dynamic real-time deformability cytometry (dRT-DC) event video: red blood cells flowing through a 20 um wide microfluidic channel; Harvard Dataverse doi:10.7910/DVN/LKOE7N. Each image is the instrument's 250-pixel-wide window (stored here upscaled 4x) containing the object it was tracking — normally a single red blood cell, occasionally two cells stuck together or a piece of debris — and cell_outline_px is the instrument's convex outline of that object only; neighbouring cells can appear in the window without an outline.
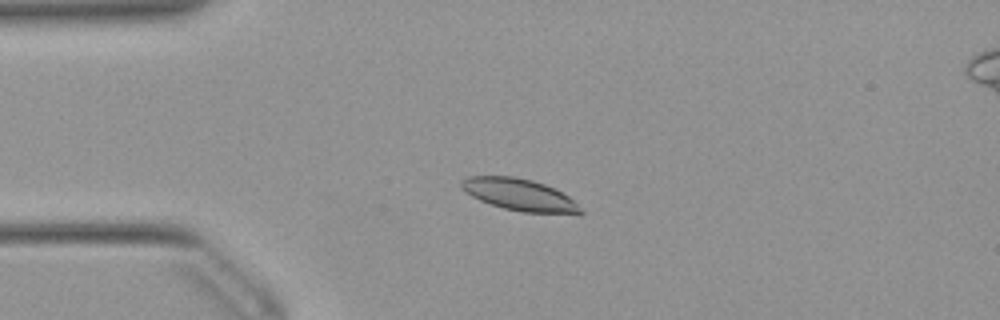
{"species": "Egyptian fruit bat (a non-hibernating species)", "species_latin": "Rousettus aegyptiacus", "temperature_condition": "warm", "stored_images_in_passage": 47, "camera_frame_rate_fps": 3000, "um_per_image_px": 0.085, "animal": {"sex": "female"}, "frame": {"image": 1, "passage_image": 7, "time_ms": 2.0, "image_size_px": [1000, 320], "cell_outline_px": [[584, 212], [580, 216], [520, 212], [504, 208], [480, 200], [464, 192], [460, 188], [460, 180], [468, 176], [512, 176], [532, 180], [544, 184], [568, 196]], "centroid_in_image_um": [44.18, 16.58], "position_along_channel_um": 40.8, "area_um2": 22.48}}
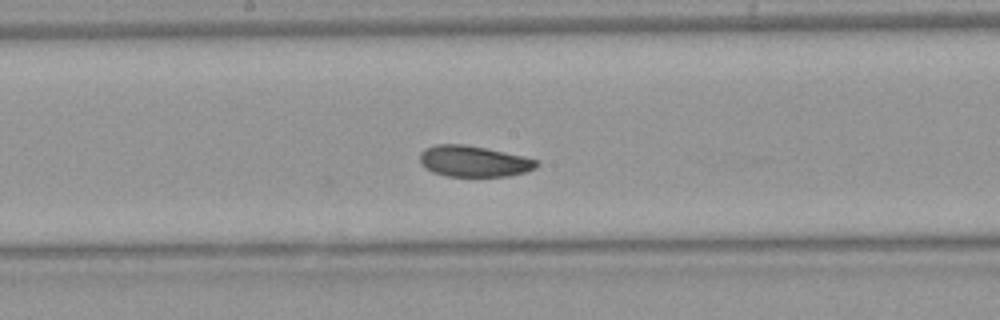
{"frame": {"image": 2, "passage_image": 22, "time_ms": 7.0, "image_size_px": [1000, 320], "cell_outline_px": [[540, 164], [536, 168], [524, 172], [508, 176], [444, 176], [432, 172], [420, 164], [420, 152], [424, 148], [436, 144], [464, 144], [524, 156], [540, 160]], "centroid_in_image_um": [40.26, 13.71], "position_along_channel_um": 207.9, "area_um2": 21.27}}
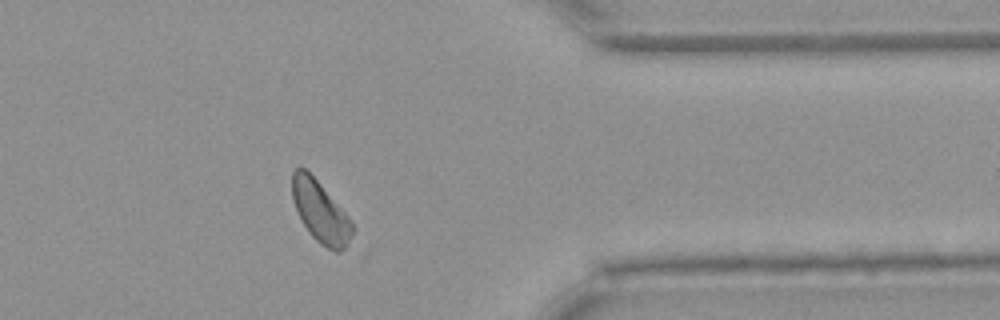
{"frame": {"image": 3, "passage_image": 37, "time_ms": 12.0, "image_size_px": [1000, 320], "cell_outline_px": [[356, 228], [344, 248], [340, 252], [336, 252], [320, 244], [308, 232], [300, 220], [292, 200], [292, 172], [296, 168], [304, 168], [320, 184], [348, 216]], "centroid_in_image_um": [27.22, 18.03], "position_along_channel_um": 384.2, "area_um2": 21.39}, "authors_computed_cell_mechanics": {"area_um2": 21.8484, "velocity_mm_per_s": 3.86, "shape_relaxation_time_tau1_ms": 4.4191, "shape_relaxation_time_tau2_ms": 4.2177, "deformation_change_tau1": 0.089, "deformation_change_tau2": 0.0912}}